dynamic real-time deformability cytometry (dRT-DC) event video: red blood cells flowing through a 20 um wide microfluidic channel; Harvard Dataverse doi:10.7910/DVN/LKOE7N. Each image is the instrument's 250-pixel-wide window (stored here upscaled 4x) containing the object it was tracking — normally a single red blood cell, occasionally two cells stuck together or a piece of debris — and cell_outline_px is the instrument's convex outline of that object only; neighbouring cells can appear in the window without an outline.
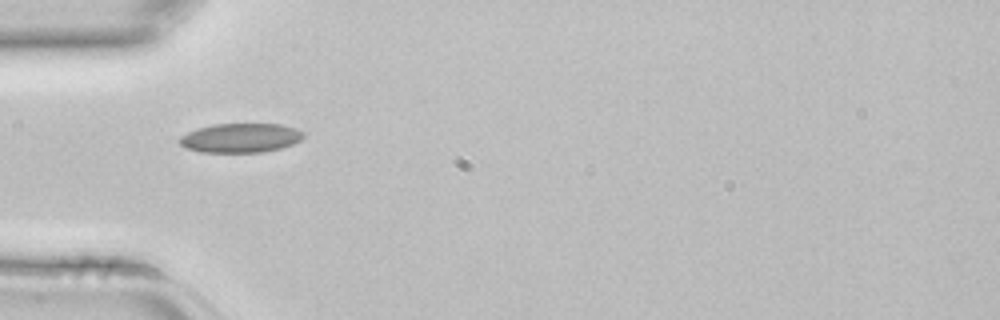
{"species": "common noctule bat (a hibernating species)", "species_latin": "Nyctalus noctula", "temperature_condition": "room temperature", "stored_images_in_passage": 3, "camera_frame_rate_fps": 3000, "um_per_image_px": 0.085, "animal": {"sex": "female", "body_mass_g": 22.7, "forearm_length_mm": 54.2}, "frame": {"image": 1, "passage_image": 3, "time_ms": 0.667, "image_size_px": [1000, 320], "cell_outline_px": [[304, 136], [300, 140], [292, 144], [280, 148], [260, 152], [200, 152], [184, 148], [180, 144], [180, 136], [196, 128], [212, 124], [280, 124], [296, 128], [304, 132]], "centroid_in_image_um": [20.42, 11.72], "position_along_channel_um": 64.6, "area_um2": 21.15}}